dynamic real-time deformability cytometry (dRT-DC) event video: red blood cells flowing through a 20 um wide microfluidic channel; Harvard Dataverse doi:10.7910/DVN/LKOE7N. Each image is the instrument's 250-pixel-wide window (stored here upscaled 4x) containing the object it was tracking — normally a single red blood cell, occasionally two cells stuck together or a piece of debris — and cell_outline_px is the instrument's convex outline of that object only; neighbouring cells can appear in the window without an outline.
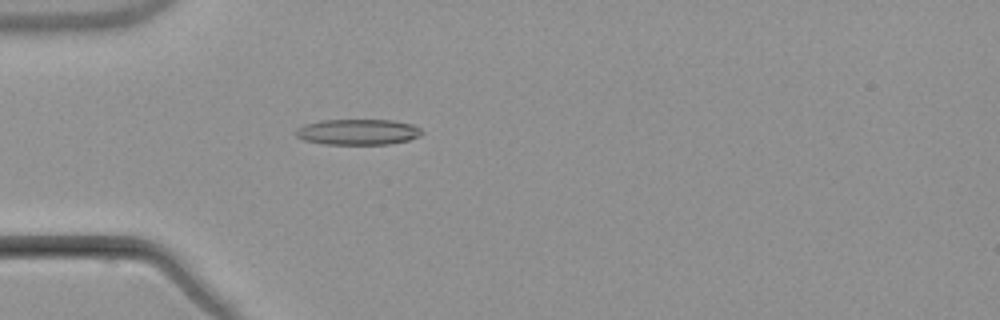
{"species": "common noctule bat (a hibernating species)", "species_latin": "Nyctalus noctula", "temperature_condition": "warm", "stored_images_in_passage": 5, "camera_frame_rate_fps": 3000, "um_per_image_px": 0.085, "animal": {"sex": "male", "body_mass_g": 21.5, "forearm_length_mm": 52.0}, "frame": {"image": 1, "passage_image": 5, "time_ms": 5.0, "image_size_px": [1000, 320], "cell_outline_px": [[424, 132], [420, 136], [408, 140], [388, 144], [324, 144], [304, 140], [296, 136], [296, 128], [304, 124], [320, 120], [392, 120], [412, 124], [420, 128]], "centroid_in_image_um": [30.42, 11.21], "position_along_channel_um": 54.6, "area_um2": 18.96}}